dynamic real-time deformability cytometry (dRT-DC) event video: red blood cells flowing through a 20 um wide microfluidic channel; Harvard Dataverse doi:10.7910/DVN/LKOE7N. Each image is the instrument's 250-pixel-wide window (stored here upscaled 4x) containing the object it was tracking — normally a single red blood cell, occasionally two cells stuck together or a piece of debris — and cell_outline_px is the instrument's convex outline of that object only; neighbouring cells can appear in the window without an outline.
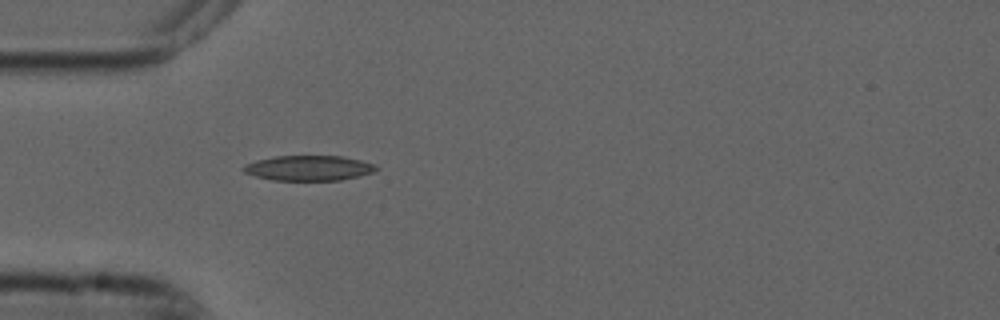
{"species": "common noctule bat (a hibernating species)", "species_latin": "Nyctalus noctula", "temperature_condition": "cold", "stored_images_in_passage": 39, "camera_frame_rate_fps": 3000, "um_per_image_px": 0.085, "animal": {"sex": "male", "forearm_length_mm": 52.5}, "frame": {"image": 1, "passage_image": 1, "time_ms": 0.0, "image_size_px": [1000, 320], "cell_outline_px": [[380, 168], [372, 172], [340, 180], [272, 180], [256, 176], [244, 172], [240, 168], [244, 164], [256, 160], [276, 156], [340, 156], [360, 160], [376, 164]], "centroid_in_image_um": [26.21, 14.28], "position_along_channel_um": 58.8, "area_um2": 19.36}}
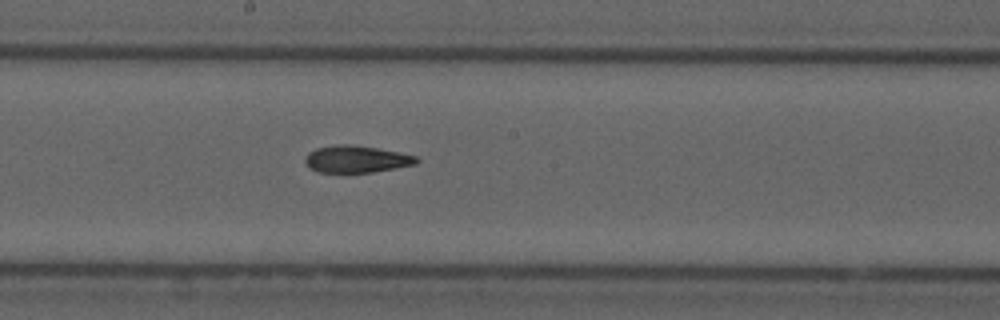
{"frame": {"image": 2, "passage_image": 14, "time_ms": 4.333, "image_size_px": [1000, 320], "cell_outline_px": [[420, 160], [416, 164], [396, 168], [372, 172], [316, 172], [308, 168], [304, 160], [304, 156], [308, 152], [316, 148], [340, 144], [344, 144], [376, 148], [416, 156]], "centroid_in_image_um": [30.24, 13.54], "position_along_channel_um": 218.0, "area_um2": 17.46}}
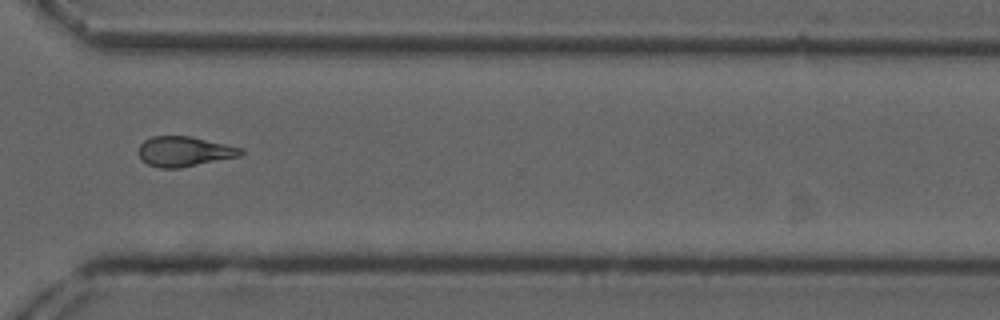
{"frame": {"image": 3, "passage_image": 25, "time_ms": 8.0, "image_size_px": [1000, 320], "cell_outline_px": [[244, 152], [240, 156], [180, 168], [160, 168], [148, 164], [140, 160], [140, 144], [144, 140], [152, 136], [192, 136], [244, 148]], "centroid_in_image_um": [15.69, 12.87], "position_along_channel_um": 354.9, "area_um2": 17.98}, "authors_computed_cell_mechanics": {"area_um2": 18.2648, "velocity_mm_per_s": 3.7409, "shape_relaxation_time_tau1_ms": null, "shape_relaxation_time_tau2_ms": 4.0558, "deformation_change_tau1": null, "deformation_change_tau2": 0.1231}}